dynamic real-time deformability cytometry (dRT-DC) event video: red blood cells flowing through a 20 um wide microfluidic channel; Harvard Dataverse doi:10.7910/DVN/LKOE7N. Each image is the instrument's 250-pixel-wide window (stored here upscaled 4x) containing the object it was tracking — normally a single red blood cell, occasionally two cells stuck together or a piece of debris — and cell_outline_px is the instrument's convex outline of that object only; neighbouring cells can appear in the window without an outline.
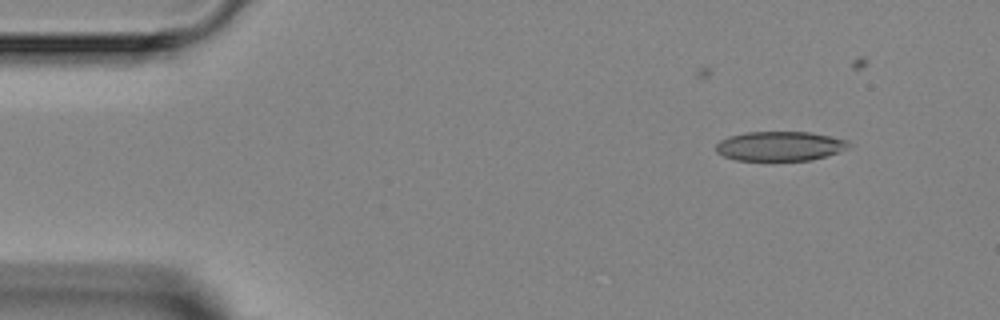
{"species": "Egyptian fruit bat (a non-hibernating species)", "species_latin": "Rousettus aegyptiacus", "temperature_condition": "room temperature", "stored_images_in_passage": 5, "camera_frame_rate_fps": 3000, "um_per_image_px": 0.085, "animal": {"sex": "female"}, "frame": {"image": 1, "passage_image": 2, "time_ms": 2.0, "image_size_px": [1000, 320], "cell_outline_px": [[852, 144], [836, 152], [812, 160], [736, 160], [724, 156], [716, 152], [716, 144], [720, 140], [728, 136], [748, 132], [812, 132], [832, 136], [848, 140]], "centroid_in_image_um": [66.27, 12.41], "position_along_channel_um": 18.7, "area_um2": 22.72}}
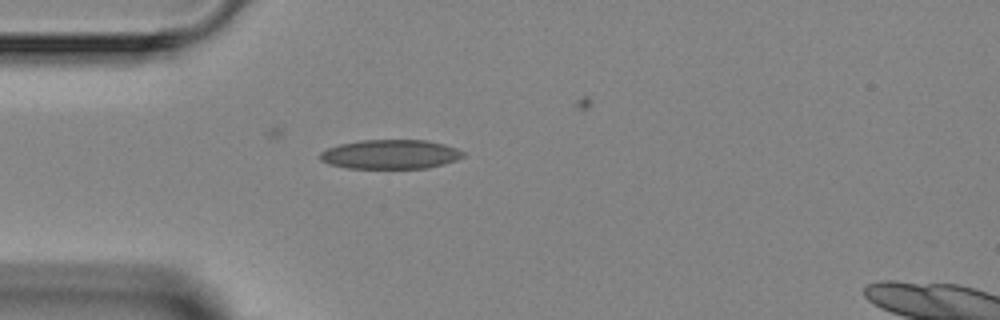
{"frame": {"image": 2, "passage_image": 4, "time_ms": 4.667, "image_size_px": [1000, 320], "cell_outline_px": [[464, 156], [456, 160], [444, 164], [428, 168], [348, 168], [328, 164], [320, 160], [320, 152], [328, 148], [340, 144], [360, 140], [428, 140], [444, 144], [456, 148], [464, 152]], "centroid_in_image_um": [33.19, 13.11], "position_along_channel_um": 51.8, "area_um2": 24.45}}